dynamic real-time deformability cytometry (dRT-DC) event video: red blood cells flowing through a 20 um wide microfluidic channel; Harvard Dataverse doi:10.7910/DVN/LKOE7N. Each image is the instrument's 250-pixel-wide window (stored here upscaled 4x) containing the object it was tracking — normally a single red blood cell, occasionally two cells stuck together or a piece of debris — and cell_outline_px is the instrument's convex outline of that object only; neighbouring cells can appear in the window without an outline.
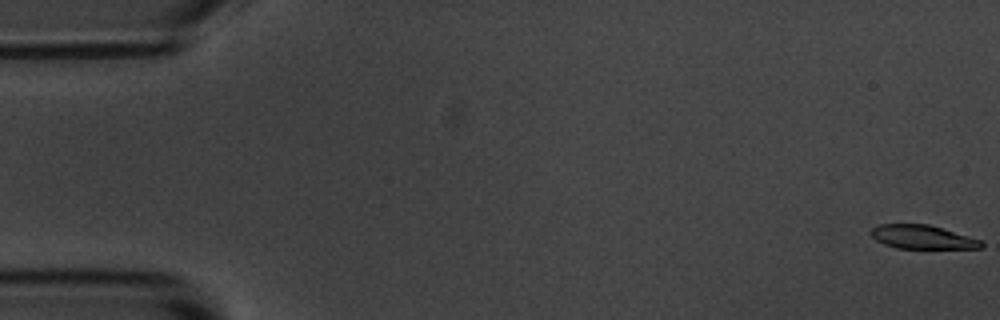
{"species": "common noctule bat (a hibernating species)", "species_latin": "Nyctalus noctula", "temperature_condition": "room temperature", "stored_images_in_passage": 55, "camera_frame_rate_fps": 3000, "um_per_image_px": 0.085, "animal": {"sex": "male", "body_mass_g": 20.1, "forearm_length_mm": 53.5}, "frame": {"image": 1, "passage_image": 1, "time_ms": 0.0, "image_size_px": [1000, 320], "cell_outline_px": [[984, 248], [896, 248], [884, 244], [876, 240], [868, 232], [872, 228], [880, 224], [928, 224], [980, 240], [984, 244]], "centroid_in_image_um": [78.35, 20.15], "position_along_channel_um": 6.6, "area_um2": 15.09}}
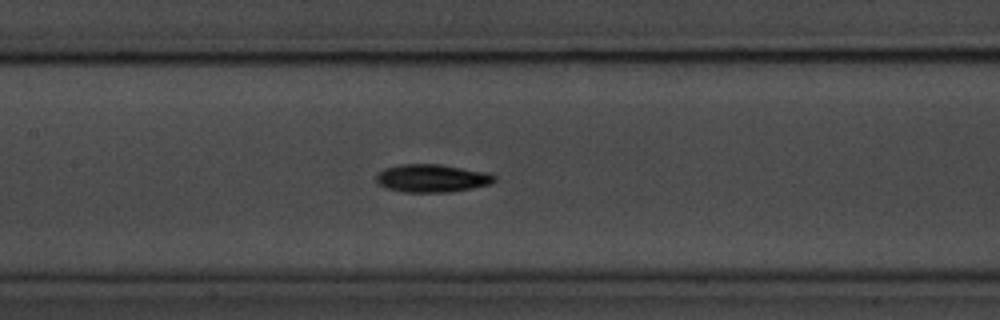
{"frame": {"image": 2, "passage_image": 26, "time_ms": 8.333, "image_size_px": [1000, 320], "cell_outline_px": [[496, 180], [492, 184], [472, 188], [448, 192], [404, 192], [384, 188], [376, 180], [376, 176], [384, 168], [400, 164], [440, 164], [488, 172], [496, 176]], "centroid_in_image_um": [36.74, 15.15], "position_along_channel_um": 170.7, "area_um2": 19.36}}
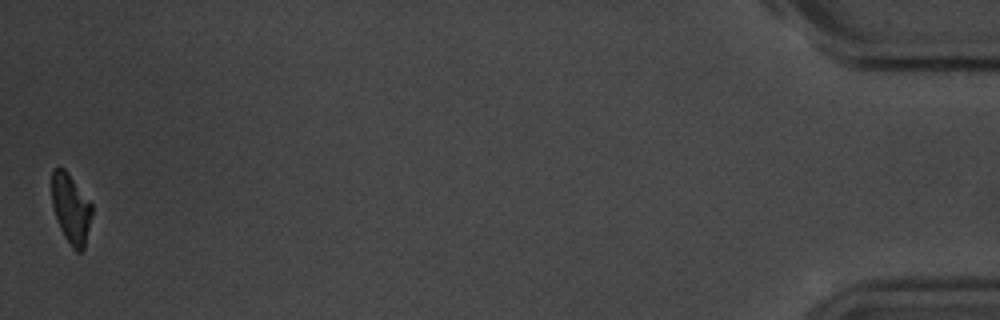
{"frame": {"image": 3, "passage_image": 55, "time_ms": 18.0, "image_size_px": [1000, 320], "cell_outline_px": [[92, 212], [84, 248], [80, 252], [76, 252], [72, 248], [64, 236], [60, 228], [52, 204], [52, 172], [56, 168], [64, 168], [68, 172], [92, 204]], "centroid_in_image_um": [6.03, 17.74], "position_along_channel_um": 429.2, "area_um2": 16.07}, "authors_computed_cell_mechanics": {"area_um2": 17.8024, "velocity_mm_per_s": 3.6598, "shape_relaxation_time_tau1_ms": 2.8205, "shape_relaxation_time_tau2_ms": null, "deformation_change_tau1": 0.1262, "deformation_change_tau2": null}}